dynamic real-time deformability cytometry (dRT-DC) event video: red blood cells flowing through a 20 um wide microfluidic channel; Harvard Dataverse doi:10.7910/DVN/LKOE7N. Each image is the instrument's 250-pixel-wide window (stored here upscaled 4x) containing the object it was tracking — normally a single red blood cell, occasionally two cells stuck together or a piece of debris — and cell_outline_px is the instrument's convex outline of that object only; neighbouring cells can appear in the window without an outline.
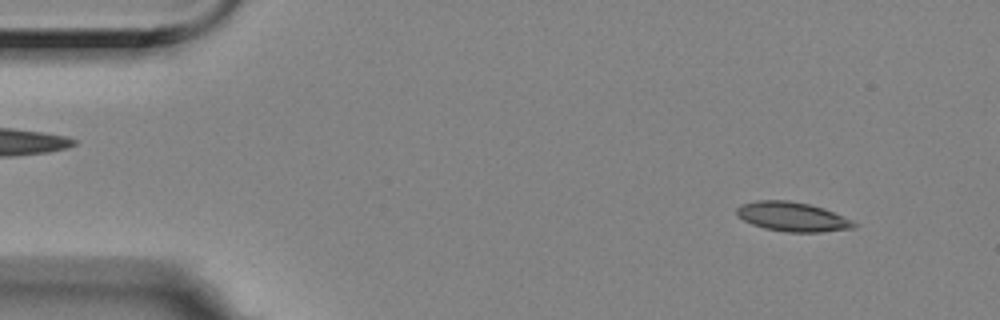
{"species": "Egyptian fruit bat (a non-hibernating species)", "species_latin": "Rousettus aegyptiacus", "temperature_condition": "room temperature", "stored_images_in_passage": 58, "camera_frame_rate_fps": 3000, "um_per_image_px": 0.085, "animal": {"sex": "female"}, "frame": {"image": 1, "passage_image": 6, "time_ms": 1.667, "image_size_px": [1000, 320], "cell_outline_px": [[856, 224], [852, 228], [820, 232], [784, 232], [764, 228], [752, 224], [744, 220], [736, 212], [736, 208], [740, 204], [756, 200], [788, 200], [808, 204], [824, 208], [852, 220]], "centroid_in_image_um": [67.32, 18.41], "position_along_channel_um": 17.7, "area_um2": 19.94}}
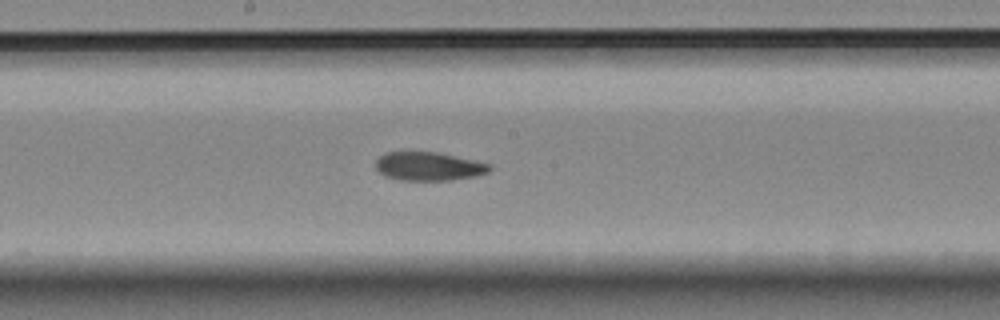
{"frame": {"image": 2, "passage_image": 30, "time_ms": 9.667, "image_size_px": [1000, 320], "cell_outline_px": [[492, 168], [488, 172], [476, 176], [452, 180], [400, 180], [384, 176], [376, 168], [376, 160], [384, 152], [404, 148], [408, 148], [440, 152], [476, 160], [492, 164]], "centroid_in_image_um": [36.4, 14.07], "position_along_channel_um": 211.8, "area_um2": 20.06}}
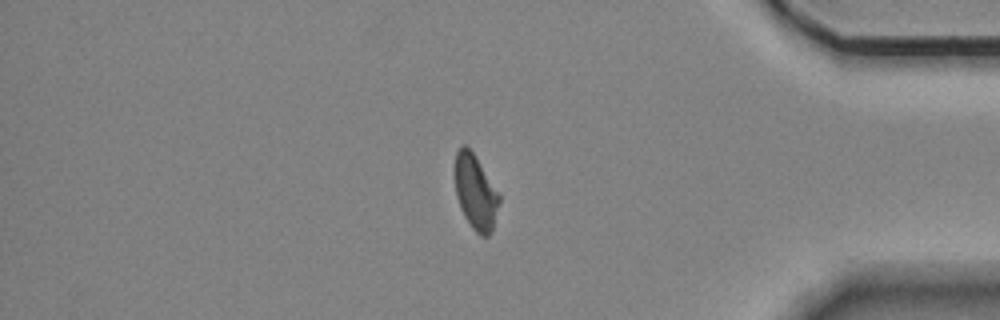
{"frame": {"image": 3, "passage_image": 48, "time_ms": 15.667, "image_size_px": [1000, 320], "cell_outline_px": [[500, 200], [492, 232], [488, 236], [480, 236], [472, 228], [464, 216], [460, 208], [456, 196], [456, 152], [460, 144], [464, 144], [472, 152], [500, 196]], "centroid_in_image_um": [40.42, 16.38], "position_along_channel_um": 394.8, "area_um2": 18.9}, "authors_computed_cell_mechanics": {"area_um2": 19.6809, "velocity_mm_per_s": 3.52, "shape_relaxation_time_tau1_ms": null, "shape_relaxation_time_tau2_ms": 7.9773, "deformation_change_tau1": null, "deformation_change_tau2": 0.1354}}